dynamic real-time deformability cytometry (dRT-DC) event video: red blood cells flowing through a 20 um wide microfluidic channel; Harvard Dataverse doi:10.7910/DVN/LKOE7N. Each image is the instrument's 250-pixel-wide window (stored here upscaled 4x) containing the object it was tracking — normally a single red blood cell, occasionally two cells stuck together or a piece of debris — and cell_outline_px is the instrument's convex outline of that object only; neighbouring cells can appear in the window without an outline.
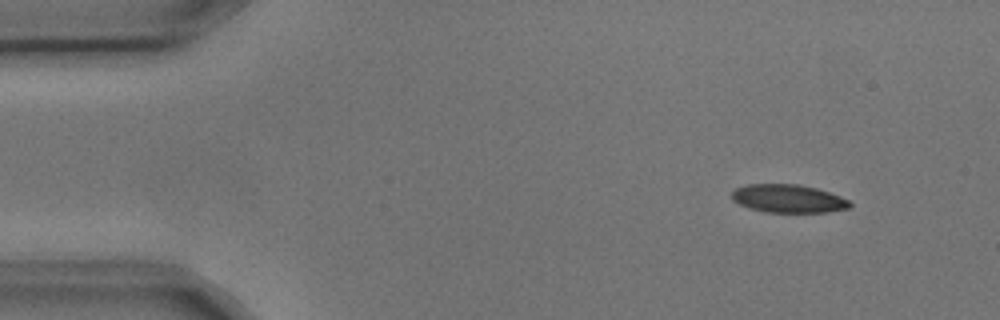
{"species": "common noctule bat (a hibernating species)", "species_latin": "Nyctalus noctula", "temperature_condition": "cold", "stored_images_in_passage": 3, "camera_frame_rate_fps": 3000, "um_per_image_px": 0.085, "animal": {"sex": "male", "body_mass_g": 17.9, "forearm_length_mm": 54.2}, "frame": {"image": 1, "passage_image": 1, "time_ms": 0.0, "image_size_px": [1000, 320], "cell_outline_px": [[852, 204], [848, 208], [828, 212], [768, 212], [752, 208], [740, 204], [732, 200], [732, 192], [736, 188], [748, 184], [796, 184], [816, 188], [840, 196], [848, 200]], "centroid_in_image_um": [67.01, 16.87], "position_along_channel_um": 18.0, "area_um2": 19.13}}